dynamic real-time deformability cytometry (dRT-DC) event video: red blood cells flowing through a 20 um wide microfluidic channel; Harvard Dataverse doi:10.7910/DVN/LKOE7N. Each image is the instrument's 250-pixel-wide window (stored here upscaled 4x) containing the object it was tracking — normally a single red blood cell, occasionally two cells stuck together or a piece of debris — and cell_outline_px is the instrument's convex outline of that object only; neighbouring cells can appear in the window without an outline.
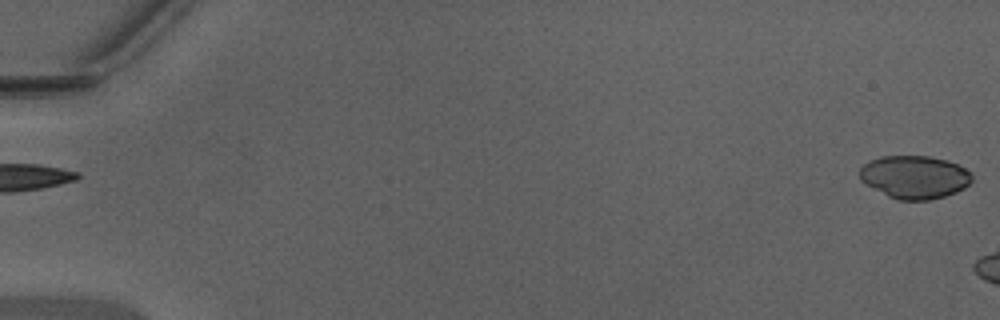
{"species": "Egyptian fruit bat (a non-hibernating species)", "species_latin": "Rousettus aegyptiacus", "temperature_condition": "warm", "stored_images_in_passage": 8, "camera_frame_rate_fps": 3000, "um_per_image_px": 0.085, "animal": {"sex": "male"}, "frame": {"image": 1, "passage_image": 1, "time_ms": 0.0, "image_size_px": [1000, 320], "cell_outline_px": [[972, 180], [964, 188], [956, 192], [944, 196], [928, 200], [896, 200], [888, 196], [860, 180], [860, 168], [868, 160], [880, 156], [928, 156], [948, 160], [972, 172]], "centroid_in_image_um": [77.74, 15.04], "position_along_channel_um": 7.3, "area_um2": 28.15}}